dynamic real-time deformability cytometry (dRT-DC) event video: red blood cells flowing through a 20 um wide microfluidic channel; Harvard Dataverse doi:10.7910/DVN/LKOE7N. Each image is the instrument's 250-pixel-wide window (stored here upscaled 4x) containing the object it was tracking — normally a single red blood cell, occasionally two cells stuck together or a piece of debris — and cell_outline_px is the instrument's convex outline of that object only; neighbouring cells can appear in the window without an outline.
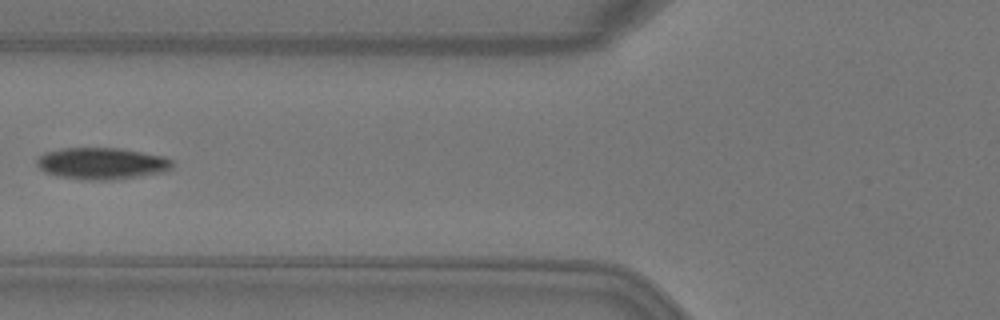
{"species": "Egyptian fruit bat (a non-hibernating species)", "species_latin": "Rousettus aegyptiacus", "temperature_condition": "warm", "stored_images_in_passage": 5, "camera_frame_rate_fps": 3000, "um_per_image_px": 0.085, "animal": {"sex": "female"}, "frame": {"image": 1, "passage_image": 5, "time_ms": 1.333, "image_size_px": [1000, 320], "cell_outline_px": [[172, 168], [164, 172], [112, 180], [80, 180], [56, 176], [44, 172], [36, 164], [36, 160], [44, 152], [60, 148], [120, 148], [164, 156], [172, 160]], "centroid_in_image_um": [8.62, 13.9], "position_along_channel_um": 117.2, "area_um2": 25.26}}